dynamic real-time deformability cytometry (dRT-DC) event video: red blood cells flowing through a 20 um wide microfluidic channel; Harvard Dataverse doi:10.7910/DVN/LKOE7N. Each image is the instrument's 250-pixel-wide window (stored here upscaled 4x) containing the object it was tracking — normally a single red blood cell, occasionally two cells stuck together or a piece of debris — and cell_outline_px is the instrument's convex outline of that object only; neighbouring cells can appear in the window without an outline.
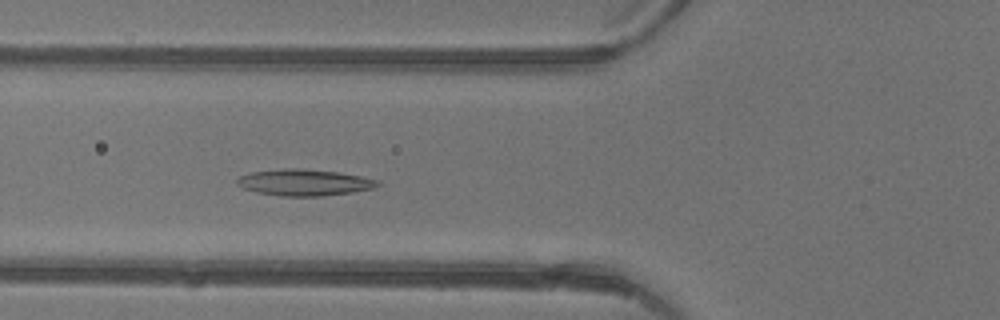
{"species": "common noctule bat (a hibernating species)", "species_latin": "Nyctalus noctula", "temperature_condition": "warm", "stored_images_in_passage": 45, "camera_frame_rate_fps": 3000, "um_per_image_px": 0.085, "animal": {"sex": "female"}, "frame": {"image": 1, "passage_image": 16, "time_ms": 5.0, "image_size_px": [1000, 320], "cell_outline_px": [[380, 184], [376, 188], [352, 192], [324, 196], [280, 196], [256, 192], [244, 188], [236, 184], [236, 180], [240, 176], [252, 172], [284, 168], [300, 168], [340, 172], [380, 180]], "centroid_in_image_um": [25.89, 15.51], "position_along_channel_um": 99.9, "area_um2": 21.79}}
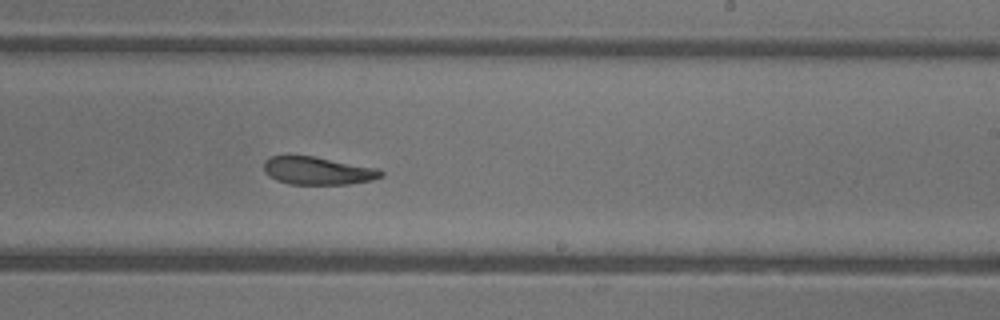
{"frame": {"image": 2, "passage_image": 27, "time_ms": 8.667, "image_size_px": [1000, 320], "cell_outline_px": [[384, 176], [372, 180], [348, 184], [288, 184], [276, 180], [268, 176], [264, 172], [264, 160], [268, 156], [288, 152], [312, 156], [380, 168], [384, 172]], "centroid_in_image_um": [26.94, 14.47], "position_along_channel_um": 262.1, "area_um2": 19.83}}
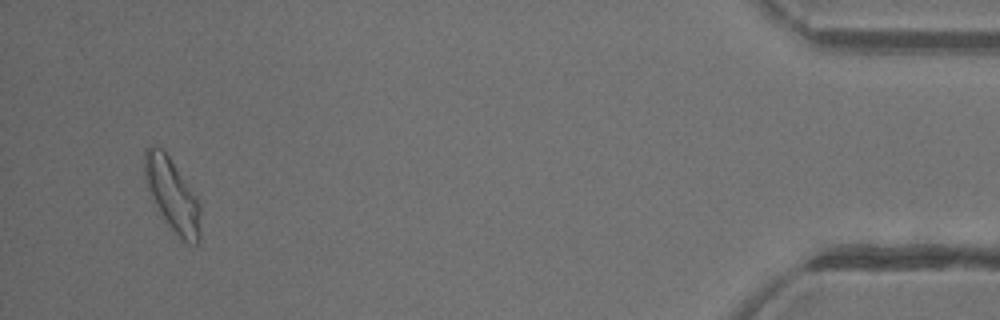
{"frame": {"image": 3, "passage_image": 43, "time_ms": 14.0, "image_size_px": [1000, 320], "cell_outline_px": [[200, 244], [188, 244], [172, 228], [156, 204], [148, 188], [144, 176], [144, 148], [152, 144], [160, 148], [168, 156], [196, 196], [200, 204]], "centroid_in_image_um": [14.66, 16.54], "position_along_channel_um": 420.5, "area_um2": 22.95}, "authors_computed_cell_mechanics": {"area_um2": 21.5016, "velocity_mm_per_s": 4.4133, "shape_relaxation_time_tau1_ms": null, "shape_relaxation_time_tau2_ms": 3.454, "deformation_change_tau1": null, "deformation_change_tau2": 0.1252}}